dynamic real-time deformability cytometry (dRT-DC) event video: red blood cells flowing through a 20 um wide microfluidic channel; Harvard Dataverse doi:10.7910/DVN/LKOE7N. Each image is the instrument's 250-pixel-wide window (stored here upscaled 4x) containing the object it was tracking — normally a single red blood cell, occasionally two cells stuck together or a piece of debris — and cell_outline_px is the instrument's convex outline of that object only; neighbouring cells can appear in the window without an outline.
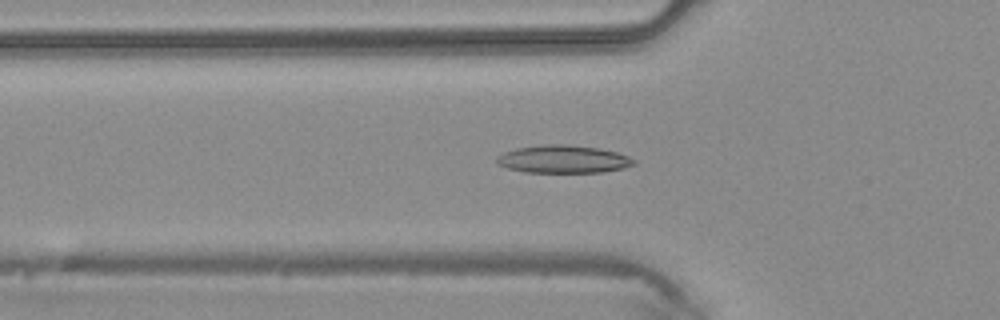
{"species": "common noctule bat (a hibernating species)", "species_latin": "Nyctalus noctula", "temperature_condition": "warm", "stored_images_in_passage": 43, "segment_of_instrument_passage": [1, 2], "camera_frame_rate_fps": 3000, "um_per_image_px": 0.085, "animal": {"sex": "male", "body_mass_g": 20.4}, "frame": {"image": 1, "passage_image": 14, "time_ms": 4.333, "image_size_px": [1000, 320], "cell_outline_px": [[636, 164], [624, 168], [604, 172], [524, 172], [508, 168], [496, 164], [496, 156], [504, 152], [516, 148], [544, 144], [572, 144], [600, 148], [616, 152], [628, 156], [636, 160]], "centroid_in_image_um": [47.88, 13.52], "position_along_channel_um": 77.9, "area_um2": 22.48}}
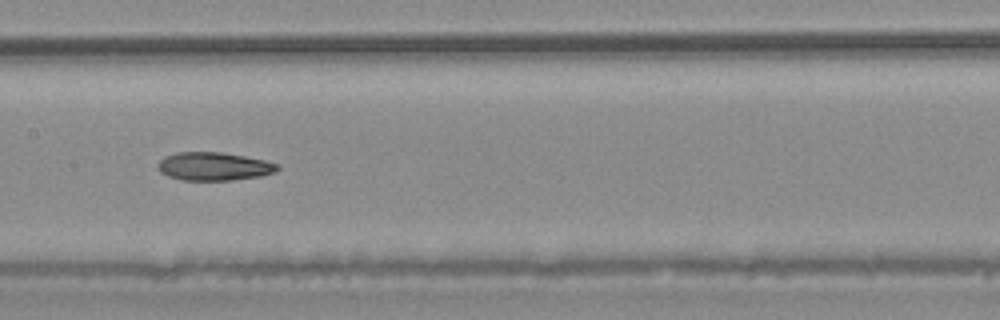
{"frame": {"image": 2, "passage_image": 21, "time_ms": 6.667, "image_size_px": [1000, 320], "cell_outline_px": [[280, 168], [276, 172], [260, 176], [232, 180], [180, 180], [168, 176], [160, 172], [156, 168], [156, 164], [164, 156], [176, 152], [220, 152], [244, 156], [264, 160], [280, 164]], "centroid_in_image_um": [18.16, 14.14], "position_along_channel_um": 189.2, "area_um2": 19.88}}
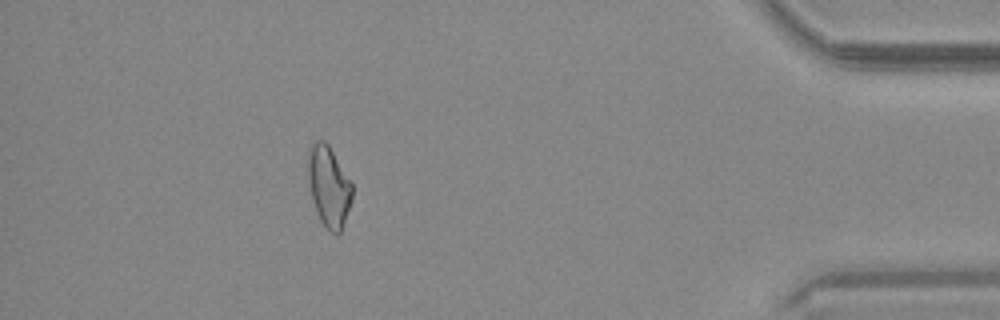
{"frame": {"image": 3, "passage_image": 38, "time_ms": 12.333, "image_size_px": [1000, 320], "cell_outline_px": [[352, 200], [340, 232], [336, 236], [320, 220], [316, 212], [312, 200], [308, 180], [308, 156], [312, 140], [324, 140], [328, 144], [352, 184]], "centroid_in_image_um": [27.93, 15.83], "position_along_channel_um": 407.3, "area_um2": 20.58}}